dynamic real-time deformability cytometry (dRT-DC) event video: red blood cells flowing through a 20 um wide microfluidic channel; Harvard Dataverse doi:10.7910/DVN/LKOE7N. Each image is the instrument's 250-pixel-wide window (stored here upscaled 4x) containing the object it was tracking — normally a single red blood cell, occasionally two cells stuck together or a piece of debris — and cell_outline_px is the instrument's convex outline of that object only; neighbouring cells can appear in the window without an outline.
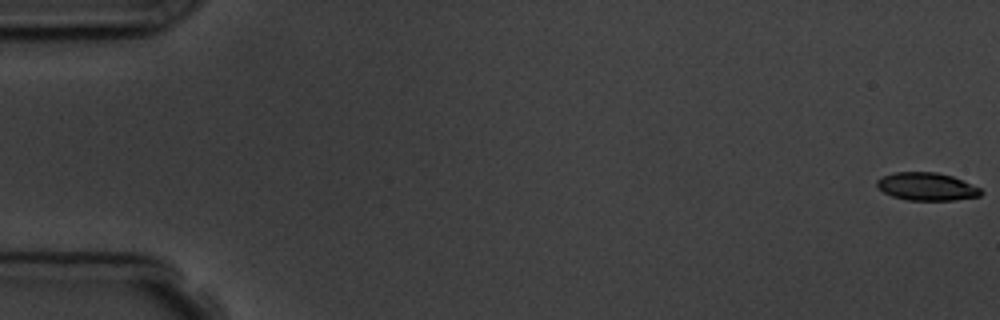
{"species": "common noctule bat (a hibernating species)", "species_latin": "Nyctalus noctula", "temperature_condition": "room temperature", "stored_images_in_passage": 6, "camera_frame_rate_fps": 3000, "um_per_image_px": 0.085, "animal": {"sex": "male", "body_mass_g": 19.5, "forearm_length_mm": 54.6}, "frame": {"image": 1, "passage_image": 1, "time_ms": 0.0, "image_size_px": [1000, 320], "cell_outline_px": [[984, 192], [980, 196], [952, 200], [908, 200], [892, 196], [876, 188], [876, 180], [880, 176], [896, 172], [936, 172], [952, 176], [980, 188]], "centroid_in_image_um": [78.73, 15.85], "position_along_channel_um": 6.3, "area_um2": 16.94}}
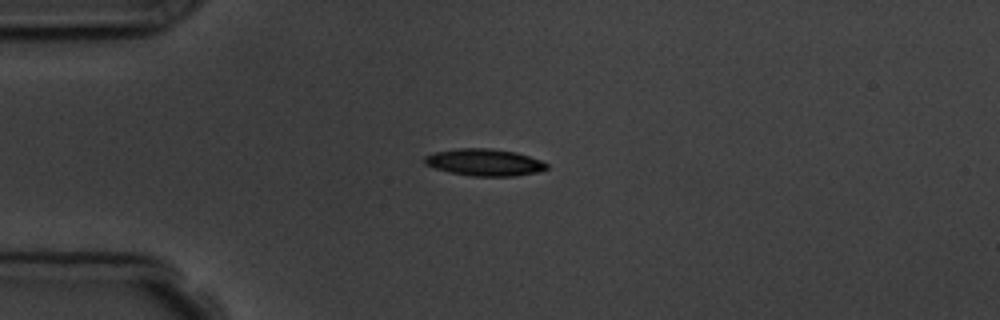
{"frame": {"image": 2, "passage_image": 5, "time_ms": 4.667, "image_size_px": [1000, 320], "cell_outline_px": [[548, 168], [540, 172], [516, 176], [472, 176], [448, 172], [424, 164], [424, 156], [436, 152], [460, 148], [492, 148], [516, 152], [540, 160], [548, 164]], "centroid_in_image_um": [41.2, 13.8], "position_along_channel_um": 43.8, "area_um2": 19.25}}